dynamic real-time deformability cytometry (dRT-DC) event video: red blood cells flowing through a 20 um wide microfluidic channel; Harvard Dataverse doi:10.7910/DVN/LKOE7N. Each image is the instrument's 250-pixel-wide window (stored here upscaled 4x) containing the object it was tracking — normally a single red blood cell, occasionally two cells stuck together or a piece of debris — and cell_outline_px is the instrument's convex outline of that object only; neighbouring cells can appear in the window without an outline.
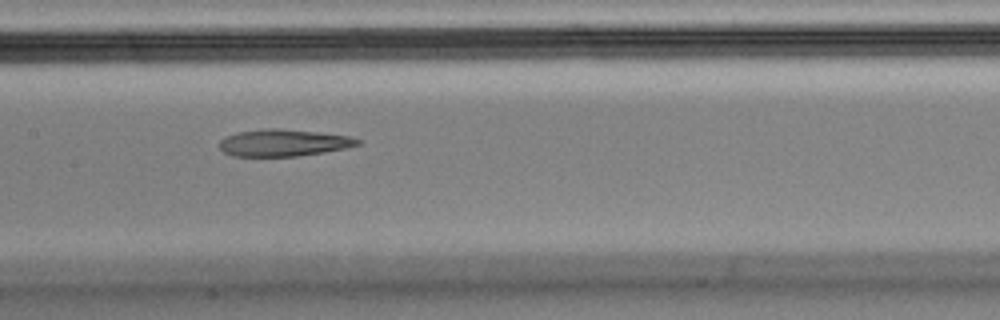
{"species": "Egyptian fruit bat (a non-hibernating species)", "species_latin": "Rousettus aegyptiacus", "temperature_condition": "cold", "stored_images_in_passage": 11, "camera_frame_rate_fps": 3000, "um_per_image_px": 0.085, "animal": {"sex": "male"}, "frame": {"image": 1, "passage_image": 4, "time_ms": 1.0, "image_size_px": [1000, 320], "cell_outline_px": [[364, 140], [360, 144], [344, 148], [324, 152], [296, 156], [232, 156], [224, 152], [220, 148], [220, 140], [228, 136], [240, 132], [264, 128], [280, 128], [316, 132], [348, 136]], "centroid_in_image_um": [24.11, 12.13], "position_along_channel_um": 183.3, "area_um2": 21.5}}
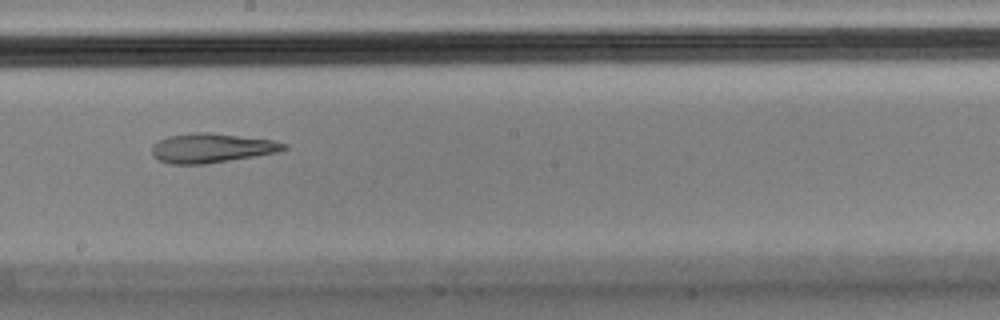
{"frame": {"image": 2, "passage_image": 5, "time_ms": 1.333, "image_size_px": [1000, 320], "cell_outline_px": [[288, 148], [280, 152], [204, 164], [172, 164], [160, 160], [152, 156], [152, 144], [168, 136], [196, 132], [208, 132], [272, 140], [288, 144]], "centroid_in_image_um": [17.99, 12.58], "position_along_channel_um": 230.2, "area_um2": 22.48}}